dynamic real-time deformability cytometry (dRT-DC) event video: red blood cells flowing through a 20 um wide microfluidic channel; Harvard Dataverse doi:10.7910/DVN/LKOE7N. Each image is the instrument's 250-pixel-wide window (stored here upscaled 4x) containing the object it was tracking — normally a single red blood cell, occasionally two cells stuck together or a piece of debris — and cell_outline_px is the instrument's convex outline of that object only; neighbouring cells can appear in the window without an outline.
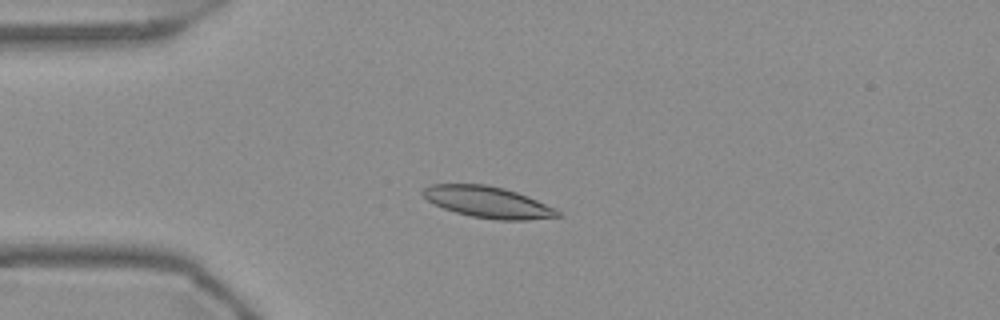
{"species": "Egyptian fruit bat (a non-hibernating species)", "species_latin": "Rousettus aegyptiacus", "temperature_condition": "warm", "stored_images_in_passage": 55, "camera_frame_rate_fps": 3000, "um_per_image_px": 0.085, "frame": {"image": 1, "passage_image": 14, "time_ms": 4.333, "image_size_px": [1000, 320], "cell_outline_px": [[564, 216], [528, 220], [496, 220], [472, 216], [456, 212], [444, 208], [428, 200], [420, 192], [428, 184], [484, 184], [504, 188], [528, 196], [556, 208]], "centroid_in_image_um": [41.51, 17.18], "position_along_channel_um": 43.5, "area_um2": 24.62}}
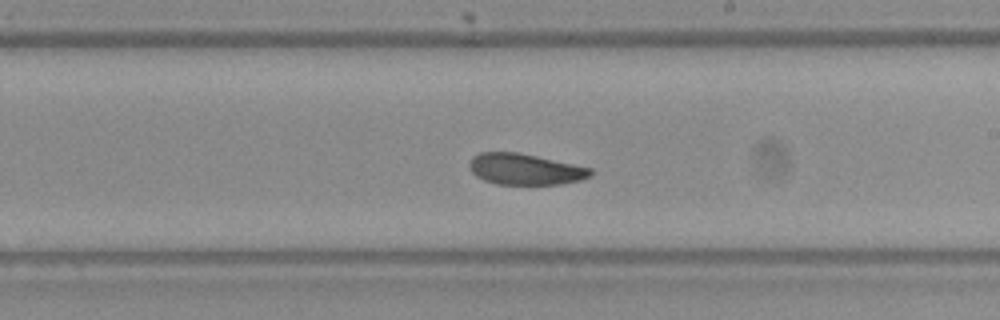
{"frame": {"image": 2, "passage_image": 32, "time_ms": 10.333, "image_size_px": [1000, 320], "cell_outline_px": [[592, 176], [580, 180], [560, 184], [496, 184], [484, 180], [476, 176], [468, 168], [468, 164], [472, 156], [480, 152], [520, 152], [592, 168]], "centroid_in_image_um": [44.61, 14.37], "position_along_channel_um": 244.4, "area_um2": 22.14}}
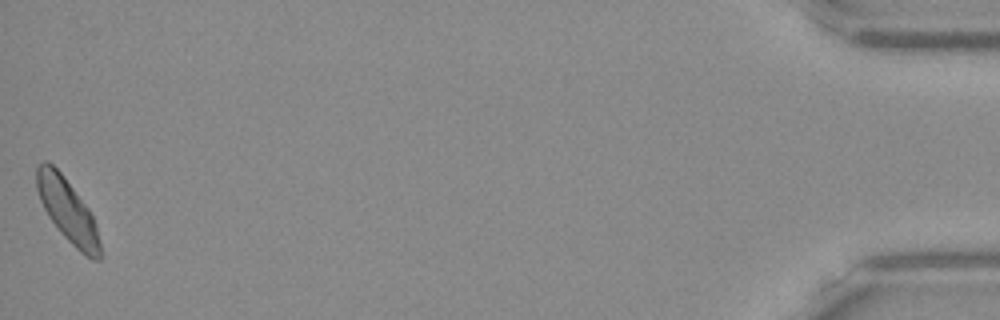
{"frame": {"image": 3, "passage_image": 55, "time_ms": 18.0, "image_size_px": [1000, 320], "cell_outline_px": [[100, 260], [92, 260], [80, 252], [60, 232], [48, 216], [40, 200], [36, 188], [36, 164], [44, 160], [48, 160], [60, 172], [88, 208], [92, 216], [96, 228], [100, 244]], "centroid_in_image_um": [5.7, 17.86], "position_along_channel_um": 429.5, "area_um2": 23.06}, "authors_computed_cell_mechanics": {"area_um2": 23.409, "velocity_mm_per_s": 3.6865, "shape_relaxation_time_tau1_ms": 8.8249, "shape_relaxation_time_tau2_ms": 3.4483, "deformation_change_tau1": 0.1379, "deformation_change_tau2": 0.0832}}